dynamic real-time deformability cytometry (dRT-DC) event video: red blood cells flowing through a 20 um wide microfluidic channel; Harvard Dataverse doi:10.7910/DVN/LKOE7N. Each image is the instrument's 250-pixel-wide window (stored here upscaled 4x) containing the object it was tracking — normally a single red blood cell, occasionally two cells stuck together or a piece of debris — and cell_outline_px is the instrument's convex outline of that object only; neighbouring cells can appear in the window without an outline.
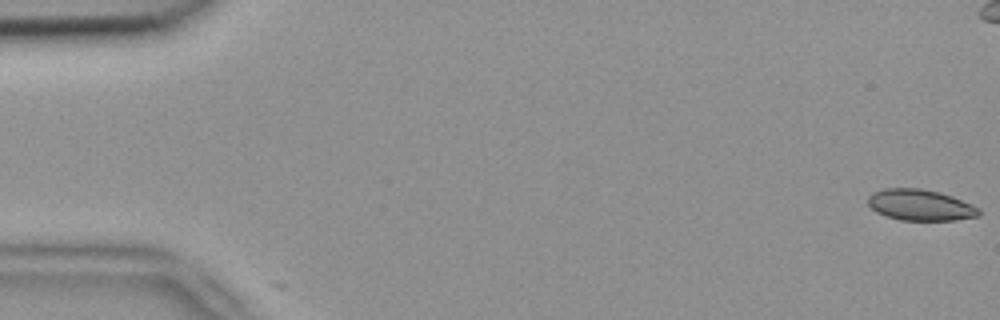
{"species": "common noctule bat (a hibernating species)", "species_latin": "Nyctalus noctula", "temperature_condition": "room temperature", "stored_images_in_passage": 2, "camera_frame_rate_fps": 3000, "um_per_image_px": 0.085, "animal": {"sex": "female", "body_mass_g": 18.4}, "frame": {"image": 1, "passage_image": 1, "time_ms": 0.0, "image_size_px": [1000, 320], "cell_outline_px": [[980, 216], [956, 220], [900, 220], [884, 216], [876, 212], [868, 204], [868, 196], [872, 192], [884, 188], [920, 188], [940, 192], [952, 196], [972, 204], [980, 208]], "centroid_in_image_um": [78.22, 17.42], "position_along_channel_um": 6.8, "area_um2": 20.35}}